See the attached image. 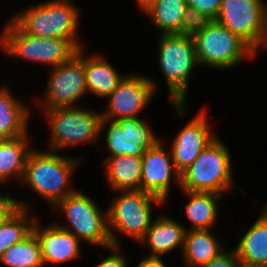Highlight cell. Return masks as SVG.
Instances as JSON below:
<instances>
[{
  "label": "cell",
  "mask_w": 267,
  "mask_h": 267,
  "mask_svg": "<svg viewBox=\"0 0 267 267\" xmlns=\"http://www.w3.org/2000/svg\"><path fill=\"white\" fill-rule=\"evenodd\" d=\"M79 163L80 159L63 156L56 151L32 149L26 159L21 183L33 189L53 207L77 190L70 188L69 184Z\"/></svg>",
  "instance_id": "1"
},
{
  "label": "cell",
  "mask_w": 267,
  "mask_h": 267,
  "mask_svg": "<svg viewBox=\"0 0 267 267\" xmlns=\"http://www.w3.org/2000/svg\"><path fill=\"white\" fill-rule=\"evenodd\" d=\"M158 63L164 74L175 113H185L186 95L192 70L198 61L193 38L177 34H161L158 44Z\"/></svg>",
  "instance_id": "2"
},
{
  "label": "cell",
  "mask_w": 267,
  "mask_h": 267,
  "mask_svg": "<svg viewBox=\"0 0 267 267\" xmlns=\"http://www.w3.org/2000/svg\"><path fill=\"white\" fill-rule=\"evenodd\" d=\"M79 12L69 0H47L11 19L27 34L67 39L80 49L83 44L78 39Z\"/></svg>",
  "instance_id": "3"
},
{
  "label": "cell",
  "mask_w": 267,
  "mask_h": 267,
  "mask_svg": "<svg viewBox=\"0 0 267 267\" xmlns=\"http://www.w3.org/2000/svg\"><path fill=\"white\" fill-rule=\"evenodd\" d=\"M227 146L217 137L197 156L192 165L181 173L180 187L185 191L222 192L235 187L232 162Z\"/></svg>",
  "instance_id": "4"
},
{
  "label": "cell",
  "mask_w": 267,
  "mask_h": 267,
  "mask_svg": "<svg viewBox=\"0 0 267 267\" xmlns=\"http://www.w3.org/2000/svg\"><path fill=\"white\" fill-rule=\"evenodd\" d=\"M0 47L11 57L51 68L69 61L79 50L67 39L27 34L11 18L0 35Z\"/></svg>",
  "instance_id": "5"
},
{
  "label": "cell",
  "mask_w": 267,
  "mask_h": 267,
  "mask_svg": "<svg viewBox=\"0 0 267 267\" xmlns=\"http://www.w3.org/2000/svg\"><path fill=\"white\" fill-rule=\"evenodd\" d=\"M122 192L107 209L108 229L112 245L119 246L117 232L139 242L149 228L152 219V203H165L159 197L140 189L117 190ZM116 231V232H115ZM115 232V233H114Z\"/></svg>",
  "instance_id": "6"
},
{
  "label": "cell",
  "mask_w": 267,
  "mask_h": 267,
  "mask_svg": "<svg viewBox=\"0 0 267 267\" xmlns=\"http://www.w3.org/2000/svg\"><path fill=\"white\" fill-rule=\"evenodd\" d=\"M52 208L58 212L57 214L64 213L69 222L66 226L58 223L57 225L71 232L80 241L103 248L112 245L107 210L103 213L101 207L84 192L76 190L58 201Z\"/></svg>",
  "instance_id": "7"
},
{
  "label": "cell",
  "mask_w": 267,
  "mask_h": 267,
  "mask_svg": "<svg viewBox=\"0 0 267 267\" xmlns=\"http://www.w3.org/2000/svg\"><path fill=\"white\" fill-rule=\"evenodd\" d=\"M193 40L198 64L214 69H233L243 60L257 56L244 40L216 20Z\"/></svg>",
  "instance_id": "8"
},
{
  "label": "cell",
  "mask_w": 267,
  "mask_h": 267,
  "mask_svg": "<svg viewBox=\"0 0 267 267\" xmlns=\"http://www.w3.org/2000/svg\"><path fill=\"white\" fill-rule=\"evenodd\" d=\"M51 123L49 150L58 151L77 143L97 142L100 138L101 112L77 106L44 109Z\"/></svg>",
  "instance_id": "9"
},
{
  "label": "cell",
  "mask_w": 267,
  "mask_h": 267,
  "mask_svg": "<svg viewBox=\"0 0 267 267\" xmlns=\"http://www.w3.org/2000/svg\"><path fill=\"white\" fill-rule=\"evenodd\" d=\"M216 21L238 35L256 53L267 47V3L264 0H221Z\"/></svg>",
  "instance_id": "10"
},
{
  "label": "cell",
  "mask_w": 267,
  "mask_h": 267,
  "mask_svg": "<svg viewBox=\"0 0 267 267\" xmlns=\"http://www.w3.org/2000/svg\"><path fill=\"white\" fill-rule=\"evenodd\" d=\"M83 52L84 47L80 48L69 61L51 68L44 100L41 98L37 101L40 103L39 108L44 110L76 106L75 102L88 93Z\"/></svg>",
  "instance_id": "11"
},
{
  "label": "cell",
  "mask_w": 267,
  "mask_h": 267,
  "mask_svg": "<svg viewBox=\"0 0 267 267\" xmlns=\"http://www.w3.org/2000/svg\"><path fill=\"white\" fill-rule=\"evenodd\" d=\"M156 89L157 83L150 76L125 74L116 89L107 97L108 104L101 112L102 119L113 122L120 118L139 117V113L153 99Z\"/></svg>",
  "instance_id": "12"
},
{
  "label": "cell",
  "mask_w": 267,
  "mask_h": 267,
  "mask_svg": "<svg viewBox=\"0 0 267 267\" xmlns=\"http://www.w3.org/2000/svg\"><path fill=\"white\" fill-rule=\"evenodd\" d=\"M161 138L155 145L144 151L142 155V176L140 190L153 194L164 202L169 198L171 183L174 177L175 183L180 186L181 174L175 168L171 152L163 148L165 143ZM172 179V180H171Z\"/></svg>",
  "instance_id": "13"
},
{
  "label": "cell",
  "mask_w": 267,
  "mask_h": 267,
  "mask_svg": "<svg viewBox=\"0 0 267 267\" xmlns=\"http://www.w3.org/2000/svg\"><path fill=\"white\" fill-rule=\"evenodd\" d=\"M218 137L210 129L206 110L201 109L177 134L170 146L175 168L181 174Z\"/></svg>",
  "instance_id": "14"
},
{
  "label": "cell",
  "mask_w": 267,
  "mask_h": 267,
  "mask_svg": "<svg viewBox=\"0 0 267 267\" xmlns=\"http://www.w3.org/2000/svg\"><path fill=\"white\" fill-rule=\"evenodd\" d=\"M39 224L37 218L32 231L39 240L44 265L66 263L80 257L81 241L71 232L61 228L56 223L42 228Z\"/></svg>",
  "instance_id": "15"
},
{
  "label": "cell",
  "mask_w": 267,
  "mask_h": 267,
  "mask_svg": "<svg viewBox=\"0 0 267 267\" xmlns=\"http://www.w3.org/2000/svg\"><path fill=\"white\" fill-rule=\"evenodd\" d=\"M187 229L183 224L167 215H158L139 243L144 245L148 242L151 250V253L146 255L148 257H162L178 247L182 252Z\"/></svg>",
  "instance_id": "16"
},
{
  "label": "cell",
  "mask_w": 267,
  "mask_h": 267,
  "mask_svg": "<svg viewBox=\"0 0 267 267\" xmlns=\"http://www.w3.org/2000/svg\"><path fill=\"white\" fill-rule=\"evenodd\" d=\"M234 248L242 267H267V205Z\"/></svg>",
  "instance_id": "17"
},
{
  "label": "cell",
  "mask_w": 267,
  "mask_h": 267,
  "mask_svg": "<svg viewBox=\"0 0 267 267\" xmlns=\"http://www.w3.org/2000/svg\"><path fill=\"white\" fill-rule=\"evenodd\" d=\"M7 87H0V139L27 135L30 108L11 94Z\"/></svg>",
  "instance_id": "18"
},
{
  "label": "cell",
  "mask_w": 267,
  "mask_h": 267,
  "mask_svg": "<svg viewBox=\"0 0 267 267\" xmlns=\"http://www.w3.org/2000/svg\"><path fill=\"white\" fill-rule=\"evenodd\" d=\"M85 81L88 92L107 98L125 75L120 74L101 55L84 56Z\"/></svg>",
  "instance_id": "19"
},
{
  "label": "cell",
  "mask_w": 267,
  "mask_h": 267,
  "mask_svg": "<svg viewBox=\"0 0 267 267\" xmlns=\"http://www.w3.org/2000/svg\"><path fill=\"white\" fill-rule=\"evenodd\" d=\"M102 165L107 182L114 191L140 189L142 157H107Z\"/></svg>",
  "instance_id": "20"
},
{
  "label": "cell",
  "mask_w": 267,
  "mask_h": 267,
  "mask_svg": "<svg viewBox=\"0 0 267 267\" xmlns=\"http://www.w3.org/2000/svg\"><path fill=\"white\" fill-rule=\"evenodd\" d=\"M210 230H186L181 254L188 266L202 267L225 249Z\"/></svg>",
  "instance_id": "21"
},
{
  "label": "cell",
  "mask_w": 267,
  "mask_h": 267,
  "mask_svg": "<svg viewBox=\"0 0 267 267\" xmlns=\"http://www.w3.org/2000/svg\"><path fill=\"white\" fill-rule=\"evenodd\" d=\"M29 134L21 137L0 139V183L11 180L22 181L25 163L32 150ZM12 177V178H11Z\"/></svg>",
  "instance_id": "22"
},
{
  "label": "cell",
  "mask_w": 267,
  "mask_h": 267,
  "mask_svg": "<svg viewBox=\"0 0 267 267\" xmlns=\"http://www.w3.org/2000/svg\"><path fill=\"white\" fill-rule=\"evenodd\" d=\"M16 207L0 221V257L15 243L27 237L37 219L30 215V204L15 199ZM30 215V216H29Z\"/></svg>",
  "instance_id": "23"
},
{
  "label": "cell",
  "mask_w": 267,
  "mask_h": 267,
  "mask_svg": "<svg viewBox=\"0 0 267 267\" xmlns=\"http://www.w3.org/2000/svg\"><path fill=\"white\" fill-rule=\"evenodd\" d=\"M188 203L185 205V214L192 228L190 230L211 229L217 223L219 215L218 200L221 195L215 192L185 191Z\"/></svg>",
  "instance_id": "24"
},
{
  "label": "cell",
  "mask_w": 267,
  "mask_h": 267,
  "mask_svg": "<svg viewBox=\"0 0 267 267\" xmlns=\"http://www.w3.org/2000/svg\"><path fill=\"white\" fill-rule=\"evenodd\" d=\"M186 0H155L144 13L149 15L152 26L161 30V34H176L185 11Z\"/></svg>",
  "instance_id": "25"
},
{
  "label": "cell",
  "mask_w": 267,
  "mask_h": 267,
  "mask_svg": "<svg viewBox=\"0 0 267 267\" xmlns=\"http://www.w3.org/2000/svg\"><path fill=\"white\" fill-rule=\"evenodd\" d=\"M106 126L108 127L105 133V141L111 153L108 157H123L126 155L142 157L144 150L137 144H133L128 137V117L120 118L113 122L102 119L100 137Z\"/></svg>",
  "instance_id": "26"
},
{
  "label": "cell",
  "mask_w": 267,
  "mask_h": 267,
  "mask_svg": "<svg viewBox=\"0 0 267 267\" xmlns=\"http://www.w3.org/2000/svg\"><path fill=\"white\" fill-rule=\"evenodd\" d=\"M6 267H43L41 246L32 231L22 241L10 246L0 257Z\"/></svg>",
  "instance_id": "27"
},
{
  "label": "cell",
  "mask_w": 267,
  "mask_h": 267,
  "mask_svg": "<svg viewBox=\"0 0 267 267\" xmlns=\"http://www.w3.org/2000/svg\"><path fill=\"white\" fill-rule=\"evenodd\" d=\"M128 137L133 144H137L144 151L160 140L153 133V129L139 117H128Z\"/></svg>",
  "instance_id": "28"
},
{
  "label": "cell",
  "mask_w": 267,
  "mask_h": 267,
  "mask_svg": "<svg viewBox=\"0 0 267 267\" xmlns=\"http://www.w3.org/2000/svg\"><path fill=\"white\" fill-rule=\"evenodd\" d=\"M213 19L199 11L188 8L182 18L177 35L194 38L199 32L207 28Z\"/></svg>",
  "instance_id": "29"
},
{
  "label": "cell",
  "mask_w": 267,
  "mask_h": 267,
  "mask_svg": "<svg viewBox=\"0 0 267 267\" xmlns=\"http://www.w3.org/2000/svg\"><path fill=\"white\" fill-rule=\"evenodd\" d=\"M187 6L190 9L201 12L204 15H208L213 20L219 15L221 6V0H186Z\"/></svg>",
  "instance_id": "30"
},
{
  "label": "cell",
  "mask_w": 267,
  "mask_h": 267,
  "mask_svg": "<svg viewBox=\"0 0 267 267\" xmlns=\"http://www.w3.org/2000/svg\"><path fill=\"white\" fill-rule=\"evenodd\" d=\"M202 267H242V265L239 262L235 249L230 252L224 249L209 263Z\"/></svg>",
  "instance_id": "31"
},
{
  "label": "cell",
  "mask_w": 267,
  "mask_h": 267,
  "mask_svg": "<svg viewBox=\"0 0 267 267\" xmlns=\"http://www.w3.org/2000/svg\"><path fill=\"white\" fill-rule=\"evenodd\" d=\"M106 249H109L112 252L114 251V253H111L110 256L99 261V263H97L95 267H127V260L118 252L121 250L120 246L111 245Z\"/></svg>",
  "instance_id": "32"
},
{
  "label": "cell",
  "mask_w": 267,
  "mask_h": 267,
  "mask_svg": "<svg viewBox=\"0 0 267 267\" xmlns=\"http://www.w3.org/2000/svg\"><path fill=\"white\" fill-rule=\"evenodd\" d=\"M16 207L15 198L0 194V221L6 217Z\"/></svg>",
  "instance_id": "33"
},
{
  "label": "cell",
  "mask_w": 267,
  "mask_h": 267,
  "mask_svg": "<svg viewBox=\"0 0 267 267\" xmlns=\"http://www.w3.org/2000/svg\"><path fill=\"white\" fill-rule=\"evenodd\" d=\"M162 258L163 257L144 256L143 259H141L138 267H167Z\"/></svg>",
  "instance_id": "34"
},
{
  "label": "cell",
  "mask_w": 267,
  "mask_h": 267,
  "mask_svg": "<svg viewBox=\"0 0 267 267\" xmlns=\"http://www.w3.org/2000/svg\"><path fill=\"white\" fill-rule=\"evenodd\" d=\"M136 1L139 6L138 8L143 10V12L155 2V0H136Z\"/></svg>",
  "instance_id": "35"
}]
</instances>
